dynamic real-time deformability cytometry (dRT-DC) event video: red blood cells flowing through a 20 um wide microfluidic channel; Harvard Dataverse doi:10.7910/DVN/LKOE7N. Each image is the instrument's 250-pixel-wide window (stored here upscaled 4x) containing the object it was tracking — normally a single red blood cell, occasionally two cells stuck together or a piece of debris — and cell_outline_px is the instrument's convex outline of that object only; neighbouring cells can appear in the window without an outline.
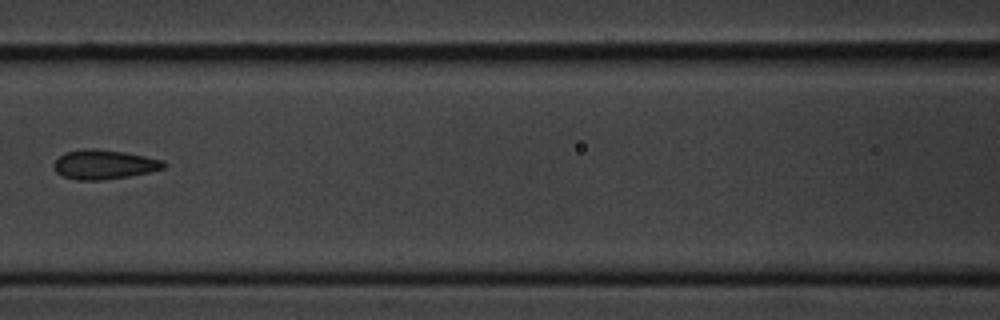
{"species": "common noctule bat (a hibernating species)", "species_latin": "Nyctalus noctula", "temperature_condition": "cold", "stored_images_in_passage": 11, "camera_frame_rate_fps": 3000, "um_per_image_px": 0.085, "animal": {"sex": "male", "body_mass_g": 20.1, "forearm_length_mm": 53.5}, "frame": {"image": 1, "passage_image": 7, "time_ms": 8.0, "image_size_px": [1000, 320], "cell_outline_px": [[168, 164], [164, 168], [148, 172], [128, 176], [100, 180], [76, 180], [64, 176], [56, 172], [52, 164], [60, 156], [68, 152], [84, 148], [96, 148], [124, 152], [164, 160]], "centroid_in_image_um": [8.85, 13.97], "position_along_channel_um": 157.7, "area_um2": 18.73}}
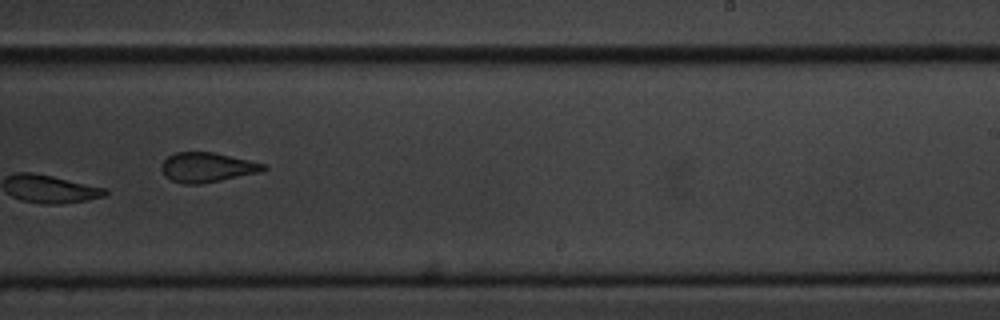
{"frame": {"image": 2, "passage_image": 10, "time_ms": 11.333, "image_size_px": [1000, 320], "cell_outline_px": [[268, 168], [260, 172], [200, 184], [184, 184], [172, 180], [164, 176], [160, 168], [160, 164], [168, 156], [176, 152], [212, 152], [248, 160], [264, 164]], "centroid_in_image_um": [17.55, 14.22], "position_along_channel_um": 271.5, "area_um2": 17.51}}
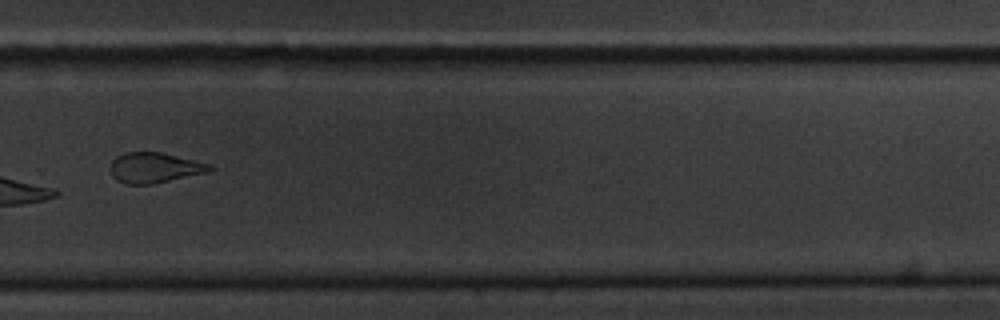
{"frame": {"image": 3, "passage_image": 11, "time_ms": 12.667, "image_size_px": [1000, 320], "cell_outline_px": [[216, 168], [208, 172], [152, 184], [128, 184], [116, 180], [112, 176], [108, 168], [112, 160], [116, 156], [124, 152], [160, 152], [208, 164]], "centroid_in_image_um": [13.07, 14.26], "position_along_channel_um": 316.7, "area_um2": 17.51}}